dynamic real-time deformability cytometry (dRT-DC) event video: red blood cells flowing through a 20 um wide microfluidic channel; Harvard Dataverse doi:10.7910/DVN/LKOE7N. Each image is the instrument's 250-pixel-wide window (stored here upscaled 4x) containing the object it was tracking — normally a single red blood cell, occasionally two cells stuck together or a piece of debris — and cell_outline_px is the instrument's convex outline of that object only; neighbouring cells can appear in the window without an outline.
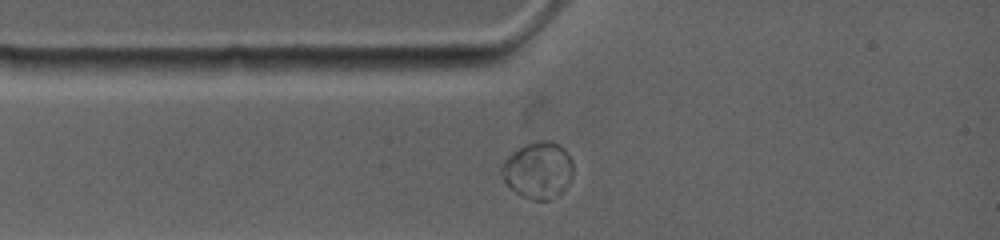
{"species": "common noctule bat (a hibernating species)", "species_latin": "Nyctalus noctula", "temperature_condition": "warm", "stored_images_in_passage": 99, "camera_frame_rate_fps": 4500, "um_per_image_px": 0.085, "animal": {"sex": "female", "body_mass_g": 19.0, "forearm_length_mm": 53.3}, "frame": {"image": 1, "passage_image": 15, "time_ms": 2.222, "image_size_px": [1000, 240], "cell_outline_px": [[572, 176], [560, 192], [548, 200], [532, 200], [516, 192], [504, 180], [500, 172], [500, 168], [504, 160], [512, 152], [524, 144], [536, 140], [552, 140], [560, 144], [568, 152], [572, 160]], "centroid_in_image_um": [45.73, 14.41], "position_along_channel_um": 39.3, "area_um2": 23.58}}
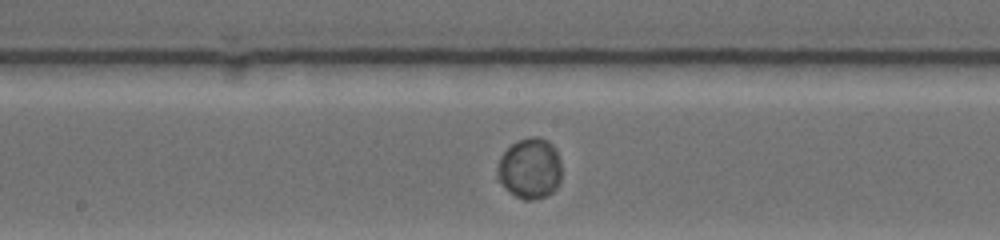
{"frame": {"image": 2, "passage_image": 44, "time_ms": 6.667, "image_size_px": [1000, 240], "cell_outline_px": [[560, 180], [556, 188], [548, 196], [532, 200], [524, 200], [516, 196], [504, 188], [496, 176], [496, 168], [500, 156], [512, 144], [520, 140], [532, 136], [540, 136], [548, 140], [556, 148], [560, 160]], "centroid_in_image_um": [45.03, 14.32], "position_along_channel_um": 203.2, "area_um2": 23.0}}
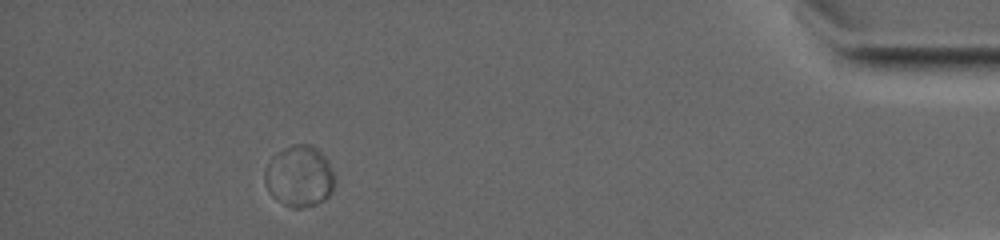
{"frame": {"image": 3, "passage_image": 88, "time_ms": 14.222, "image_size_px": [1000, 240], "cell_outline_px": [[332, 188], [328, 196], [324, 200], [316, 204], [300, 208], [292, 208], [276, 200], [272, 196], [264, 184], [264, 176], [280, 152], [284, 148], [292, 144], [312, 144], [328, 160], [332, 172]], "centroid_in_image_um": [25.46, 15.01], "position_along_channel_um": 409.7, "area_um2": 24.16}}